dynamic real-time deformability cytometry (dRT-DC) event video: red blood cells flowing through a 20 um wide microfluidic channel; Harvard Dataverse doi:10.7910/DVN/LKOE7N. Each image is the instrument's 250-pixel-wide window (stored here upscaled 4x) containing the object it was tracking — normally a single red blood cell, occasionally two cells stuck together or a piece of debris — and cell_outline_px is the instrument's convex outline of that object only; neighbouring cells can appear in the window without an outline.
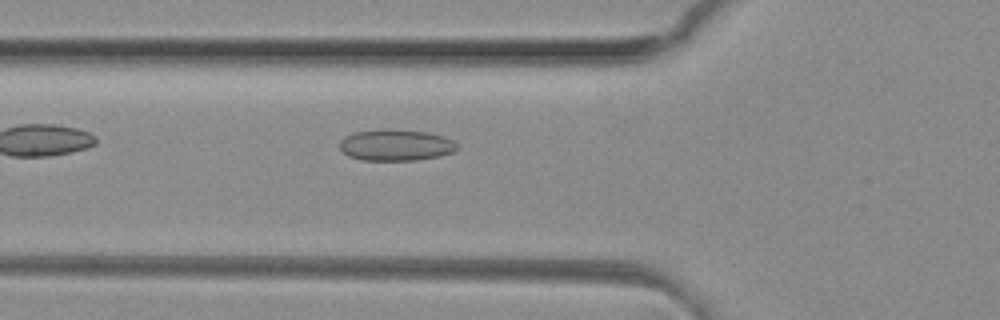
{"species": "common noctule bat (a hibernating species)", "species_latin": "Nyctalus noctula", "temperature_condition": "room temperature", "stored_images_in_passage": 34, "camera_frame_rate_fps": 3000, "um_per_image_px": 0.085, "animal": {"sex": "female", "body_mass_g": 29.2, "forearm_length_mm": 56.3}, "frame": {"image": 1, "passage_image": 2, "time_ms": 0.333, "image_size_px": [1000, 320], "cell_outline_px": [[460, 148], [452, 152], [440, 156], [416, 160], [360, 160], [348, 156], [340, 148], [340, 140], [344, 136], [352, 132], [380, 128], [384, 128], [428, 132], [444, 136], [452, 140]], "centroid_in_image_um": [33.62, 12.32], "position_along_channel_um": 92.2, "area_um2": 21.79}}
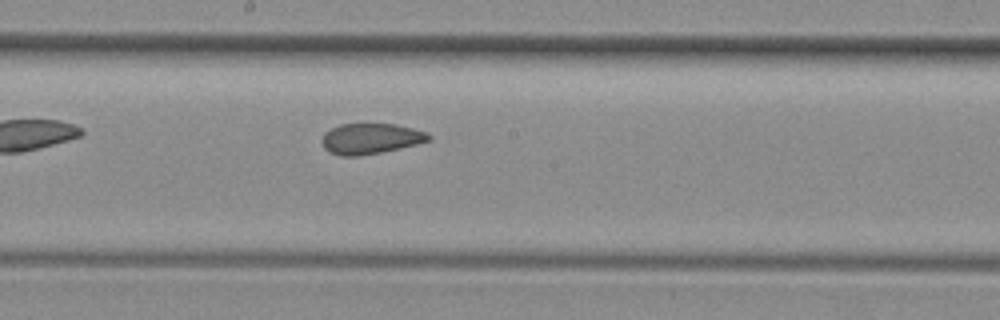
{"frame": {"image": 2, "passage_image": 11, "time_ms": 3.333, "image_size_px": [1000, 320], "cell_outline_px": [[432, 140], [416, 144], [380, 152], [360, 156], [340, 156], [328, 152], [324, 148], [320, 140], [324, 132], [340, 124], [396, 124], [428, 132], [432, 136]], "centroid_in_image_um": [31.48, 11.78], "position_along_channel_um": 216.7, "area_um2": 19.19}}
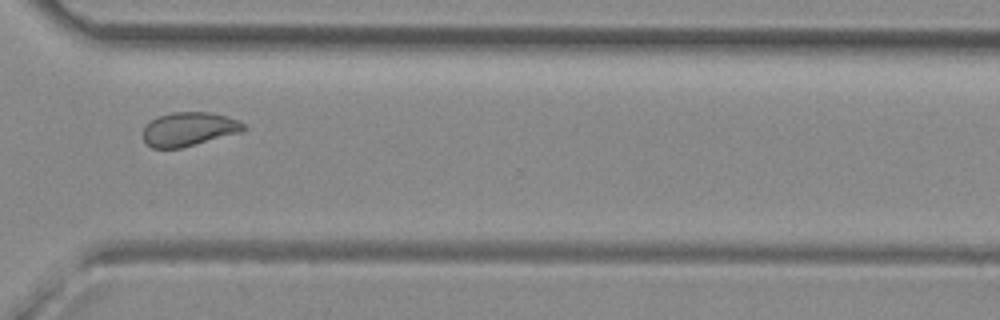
{"frame": {"image": 3, "passage_image": 21, "time_ms": 6.667, "image_size_px": [1000, 320], "cell_outline_px": [[248, 128], [240, 132], [180, 148], [152, 148], [144, 140], [144, 128], [152, 120], [160, 116], [172, 112], [208, 112], [224, 116], [236, 120], [244, 124]], "centroid_in_image_um": [16.05, 10.98], "position_along_channel_um": 354.5, "area_um2": 19.36}}